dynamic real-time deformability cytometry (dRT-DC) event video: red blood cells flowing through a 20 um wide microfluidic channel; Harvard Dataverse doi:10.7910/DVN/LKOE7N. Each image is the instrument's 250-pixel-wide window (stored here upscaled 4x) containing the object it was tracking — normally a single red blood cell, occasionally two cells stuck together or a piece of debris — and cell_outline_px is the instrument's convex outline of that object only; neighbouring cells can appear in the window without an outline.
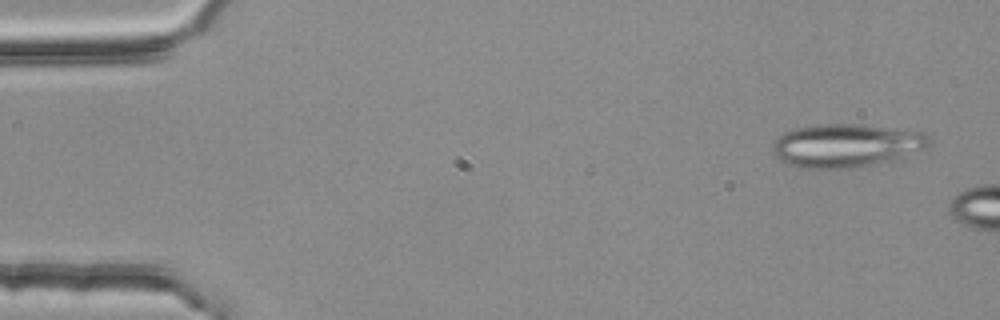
{"species": "common noctule bat (a hibernating species)", "species_latin": "Nyctalus noctula", "temperature_condition": "room temperature", "stored_images_in_passage": 3, "camera_frame_rate_fps": 3000, "um_per_image_px": 0.085, "animal": {"sex": "female", "body_mass_g": 25.1}, "frame": {"image": 1, "passage_image": 1, "time_ms": 0.0, "image_size_px": [1000, 320], "cell_outline_px": [[932, 140], [928, 148], [892, 160], [876, 164], [852, 168], [804, 168], [788, 164], [780, 160], [772, 152], [772, 144], [784, 132], [796, 128], [816, 124], [860, 124], [928, 132]], "centroid_in_image_um": [71.98, 12.36], "position_along_channel_um": 13.0, "area_um2": 39.88}}